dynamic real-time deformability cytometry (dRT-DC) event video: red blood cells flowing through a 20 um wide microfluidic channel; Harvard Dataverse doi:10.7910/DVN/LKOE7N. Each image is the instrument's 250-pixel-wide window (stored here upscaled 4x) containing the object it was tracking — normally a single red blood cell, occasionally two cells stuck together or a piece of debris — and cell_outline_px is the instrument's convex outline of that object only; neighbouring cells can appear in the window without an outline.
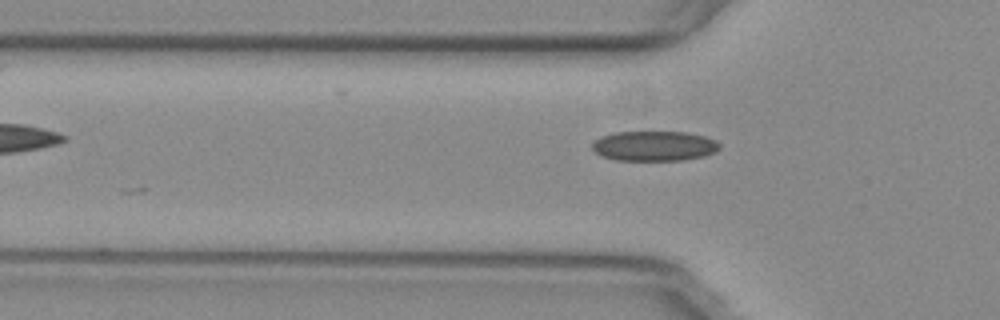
{"species": "common noctule bat (a hibernating species)", "species_latin": "Nyctalus noctula", "temperature_condition": "warm", "stored_images_in_passage": 7, "camera_frame_rate_fps": 3000, "um_per_image_px": 0.085, "animal": {"sex": "female", "body_mass_g": 29.2, "forearm_length_mm": 56.3}, "frame": {"image": 1, "passage_image": 2, "time_ms": 0.333, "image_size_px": [1000, 320], "cell_outline_px": [[720, 148], [716, 152], [704, 156], [684, 160], [616, 160], [600, 156], [592, 148], [592, 144], [600, 136], [616, 132], [688, 132], [704, 136], [716, 140], [720, 144]], "centroid_in_image_um": [55.63, 12.41], "position_along_channel_um": 70.2, "area_um2": 22.37}}
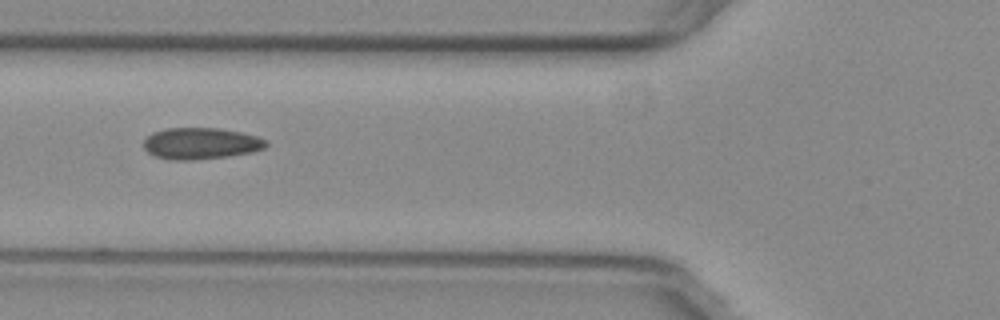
{"frame": {"image": 2, "passage_image": 5, "time_ms": 1.333, "image_size_px": [1000, 320], "cell_outline_px": [[268, 144], [264, 148], [252, 152], [228, 156], [196, 160], [168, 160], [156, 156], [148, 152], [144, 148], [144, 140], [152, 132], [164, 128], [220, 128], [240, 132], [256, 136], [264, 140]], "centroid_in_image_um": [17.04, 12.19], "position_along_channel_um": 108.8, "area_um2": 22.48}}